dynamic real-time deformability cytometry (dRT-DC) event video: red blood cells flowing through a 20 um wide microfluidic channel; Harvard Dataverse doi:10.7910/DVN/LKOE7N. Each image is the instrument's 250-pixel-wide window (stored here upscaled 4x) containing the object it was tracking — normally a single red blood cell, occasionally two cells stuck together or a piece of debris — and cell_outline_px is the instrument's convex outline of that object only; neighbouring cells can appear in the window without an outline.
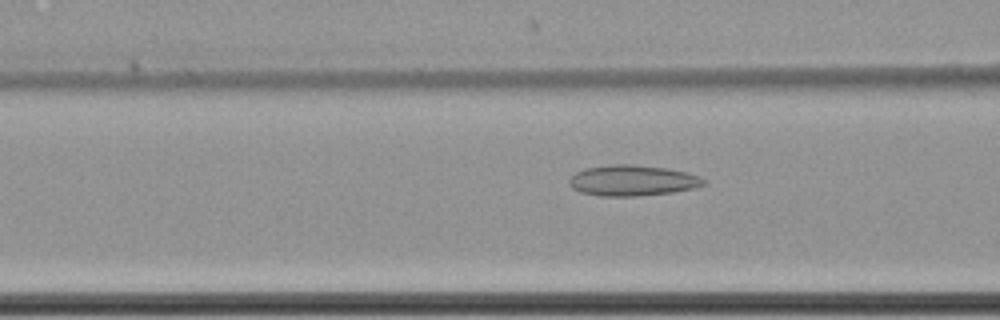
{"species": "common noctule bat (a hibernating species)", "species_latin": "Nyctalus noctula", "temperature_condition": "cold", "stored_images_in_passage": 41, "camera_frame_rate_fps": 3000, "um_per_image_px": 0.085, "animal": {"sex": "female", "body_mass_g": 22.7, "forearm_length_mm": 54.2}, "frame": {"image": 1, "passage_image": 6, "time_ms": 1.667, "image_size_px": [1000, 320], "cell_outline_px": [[708, 184], [696, 188], [672, 192], [636, 196], [600, 196], [580, 192], [572, 188], [568, 184], [568, 180], [576, 172], [584, 168], [612, 164], [632, 164], [668, 168], [700, 176], [708, 180]], "centroid_in_image_um": [53.78, 15.34], "position_along_channel_um": 112.8, "area_um2": 24.39}}
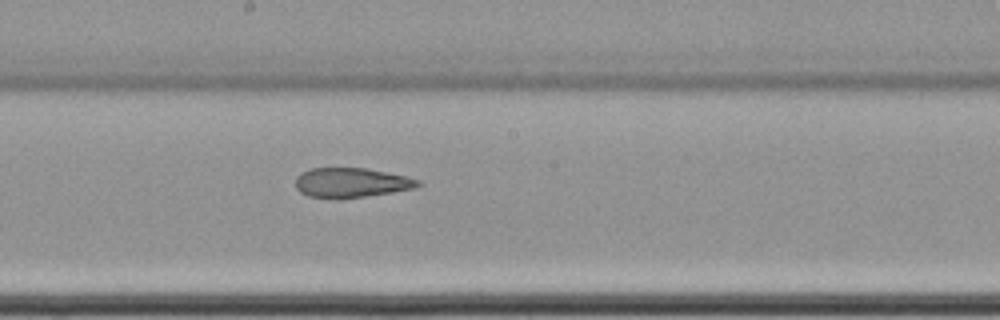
{"frame": {"image": 2, "passage_image": 15, "time_ms": 4.667, "image_size_px": [1000, 320], "cell_outline_px": [[424, 184], [416, 188], [392, 192], [336, 200], [308, 196], [300, 192], [296, 188], [296, 176], [312, 168], [364, 168], [408, 176], [420, 180]], "centroid_in_image_um": [29.88, 15.54], "position_along_channel_um": 218.3, "area_um2": 21.39}}
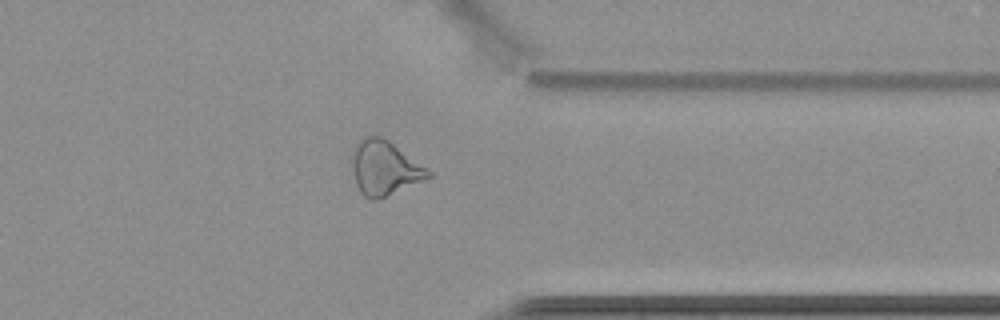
{"frame": {"image": 3, "passage_image": 29, "time_ms": 9.333, "image_size_px": [1000, 320], "cell_outline_px": [[432, 176], [424, 180], [384, 196], [372, 200], [364, 196], [360, 192], [356, 184], [348, 156], [352, 148], [360, 140], [368, 136], [384, 136], [432, 172]], "centroid_in_image_um": [32.63, 14.24], "position_along_channel_um": 378.8, "area_um2": 24.28}, "authors_computed_cell_mechanics": {"area_um2": 22.9466, "velocity_mm_per_s": 3.5176, "shape_relaxation_time_tau1_ms": null, "shape_relaxation_time_tau2_ms": 3.634, "deformation_change_tau1": null, "deformation_change_tau2": 0.116}}